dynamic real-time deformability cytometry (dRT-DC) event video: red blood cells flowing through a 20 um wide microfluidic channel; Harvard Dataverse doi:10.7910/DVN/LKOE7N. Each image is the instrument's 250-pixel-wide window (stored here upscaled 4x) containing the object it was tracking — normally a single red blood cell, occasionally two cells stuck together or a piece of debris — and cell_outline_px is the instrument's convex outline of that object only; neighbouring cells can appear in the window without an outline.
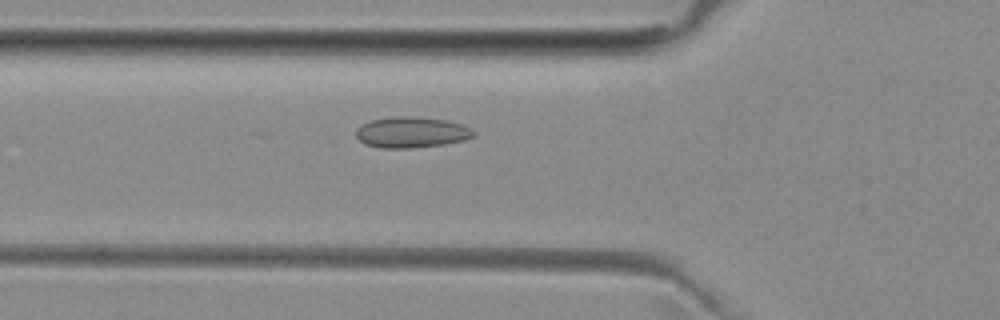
{"species": "common noctule bat (a hibernating species)", "species_latin": "Nyctalus noctula", "temperature_condition": "room temperature", "stored_images_in_passage": 5, "camera_frame_rate_fps": 3000, "um_per_image_px": 0.085, "animal": {"sex": "female", "body_mass_g": 29.2, "forearm_length_mm": 56.3}, "frame": {"image": 1, "passage_image": 5, "time_ms": 5.667, "image_size_px": [1000, 320], "cell_outline_px": [[476, 136], [464, 140], [444, 144], [412, 148], [380, 148], [364, 144], [356, 136], [356, 132], [364, 124], [372, 120], [392, 116], [412, 116], [444, 120], [464, 124], [472, 128], [476, 132]], "centroid_in_image_um": [35.04, 11.25], "position_along_channel_um": 90.8, "area_um2": 21.21}}